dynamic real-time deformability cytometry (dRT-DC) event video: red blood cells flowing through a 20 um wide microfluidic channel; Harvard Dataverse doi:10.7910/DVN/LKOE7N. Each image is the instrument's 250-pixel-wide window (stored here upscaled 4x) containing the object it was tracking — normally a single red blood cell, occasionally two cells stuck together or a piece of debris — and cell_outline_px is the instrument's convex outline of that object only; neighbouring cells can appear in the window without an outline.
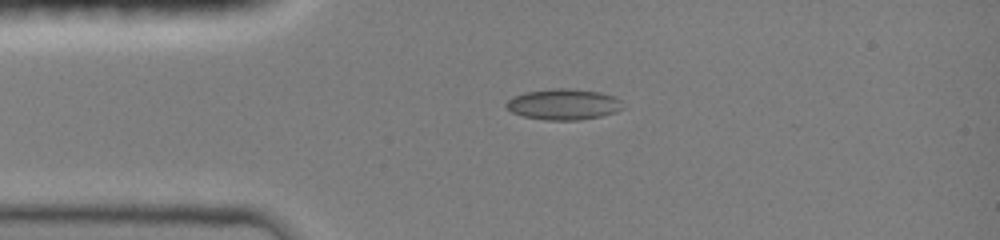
{"species": "common noctule bat (a hibernating species)", "species_latin": "Nyctalus noctula", "temperature_condition": "room temperature", "stored_images_in_passage": 38, "camera_frame_rate_fps": 3000, "um_per_image_px": 0.085, "animal": {"sex": "female", "body_mass_g": 19.0, "forearm_length_mm": 51.5}, "frame": {"image": 1, "passage_image": 1, "time_ms": 0.0, "image_size_px": [1000, 240], "cell_outline_px": [[624, 108], [616, 112], [600, 116], [580, 120], [544, 120], [524, 116], [512, 112], [504, 104], [512, 96], [524, 92], [556, 88], [572, 88], [600, 92], [616, 96], [620, 100]], "centroid_in_image_um": [47.91, 8.86], "position_along_channel_um": 37.1, "area_um2": 21.15}}
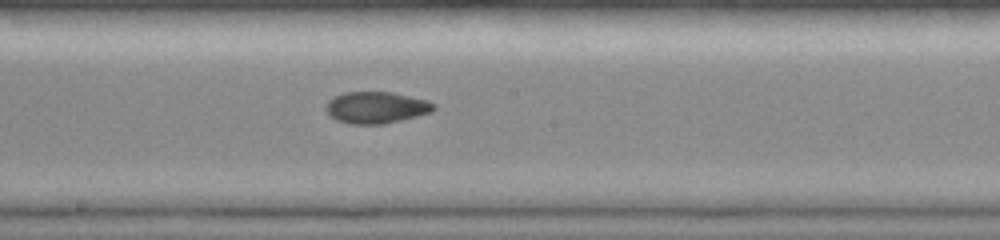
{"frame": {"image": 2, "passage_image": 16, "time_ms": 5.0, "image_size_px": [1000, 240], "cell_outline_px": [[436, 108], [432, 112], [384, 124], [352, 124], [336, 120], [324, 108], [328, 100], [344, 92], [392, 92], [428, 100], [436, 104]], "centroid_in_image_um": [32.0, 9.13], "position_along_channel_um": 216.2, "area_um2": 19.88}}
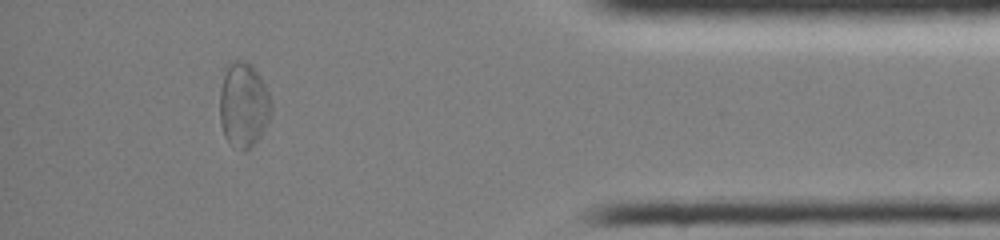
{"frame": {"image": 3, "passage_image": 33, "time_ms": 10.667, "image_size_px": [1000, 240], "cell_outline_px": [[272, 108], [268, 124], [260, 136], [244, 152], [232, 148], [224, 136], [220, 124], [220, 88], [228, 64], [232, 60], [248, 60], [252, 64], [260, 76], [268, 92], [272, 104]], "centroid_in_image_um": [20.7, 8.93], "position_along_channel_um": 414.5, "area_um2": 25.84}, "authors_computed_cell_mechanics": {"area_um2": 19.941, "velocity_mm_per_s": 4.0373, "shape_relaxation_time_tau1_ms": null, "shape_relaxation_time_tau2_ms": 2.5089, "deformation_change_tau1": null, "deformation_change_tau2": 0.0541}}